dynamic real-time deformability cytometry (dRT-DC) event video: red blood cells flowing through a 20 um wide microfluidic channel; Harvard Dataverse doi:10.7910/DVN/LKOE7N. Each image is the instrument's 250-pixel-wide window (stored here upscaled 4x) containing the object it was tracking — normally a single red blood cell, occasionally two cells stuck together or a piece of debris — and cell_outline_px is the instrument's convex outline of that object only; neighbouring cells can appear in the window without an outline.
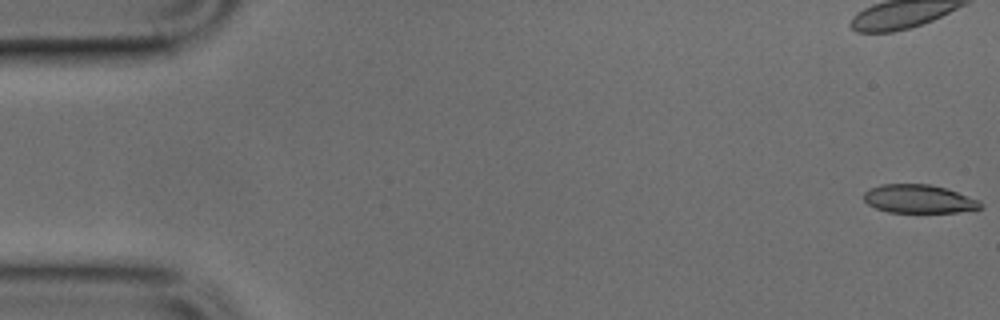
{"species": "common noctule bat (a hibernating species)", "species_latin": "Nyctalus noctula", "temperature_condition": "cold", "stored_images_in_passage": 13, "camera_frame_rate_fps": 3000, "um_per_image_px": 0.085, "animal": {"sex": "male", "body_mass_g": 17.9, "forearm_length_mm": 54.2}, "frame": {"image": 1, "passage_image": 1, "time_ms": 0.0, "image_size_px": [1000, 320], "cell_outline_px": [[984, 208], [956, 212], [888, 212], [876, 208], [868, 204], [864, 200], [864, 192], [868, 188], [880, 184], [928, 184], [944, 188], [980, 200], [984, 204]], "centroid_in_image_um": [78.1, 16.91], "position_along_channel_um": 6.9, "area_um2": 19.36}}